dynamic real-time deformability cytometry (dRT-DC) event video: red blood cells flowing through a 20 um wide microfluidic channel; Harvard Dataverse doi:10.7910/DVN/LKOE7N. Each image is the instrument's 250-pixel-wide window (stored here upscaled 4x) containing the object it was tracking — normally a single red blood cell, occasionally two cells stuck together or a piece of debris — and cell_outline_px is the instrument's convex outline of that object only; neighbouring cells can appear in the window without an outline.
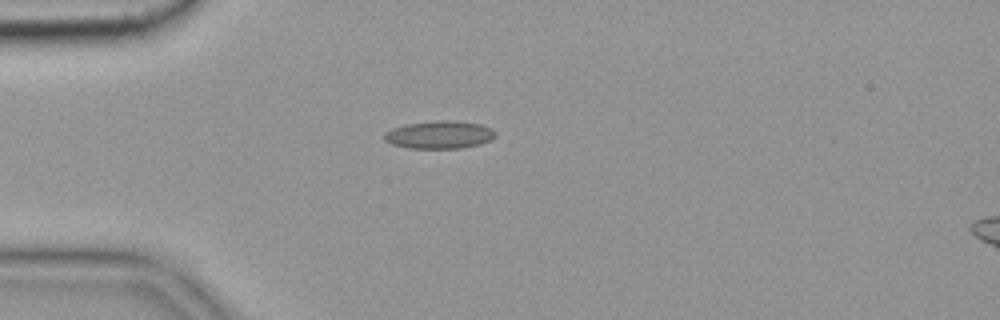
{"species": "common noctule bat (a hibernating species)", "species_latin": "Nyctalus noctula", "temperature_condition": "cold", "stored_images_in_passage": 55, "camera_frame_rate_fps": 3000, "um_per_image_px": 0.085, "animal": {"sex": "female", "body_mass_g": 19.9}, "frame": {"image": 1, "passage_image": 15, "time_ms": 4.667, "image_size_px": [1000, 320], "cell_outline_px": [[496, 136], [480, 144], [460, 148], [408, 148], [392, 144], [384, 140], [384, 132], [392, 128], [404, 124], [440, 120], [456, 120], [480, 124], [492, 128], [496, 132]], "centroid_in_image_um": [37.34, 11.44], "position_along_channel_um": 47.7, "area_um2": 18.09}}
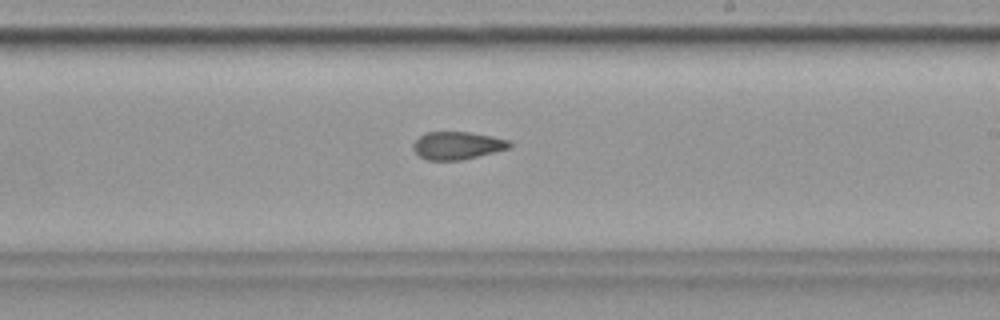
{"frame": {"image": 2, "passage_image": 33, "time_ms": 10.667, "image_size_px": [1000, 320], "cell_outline_px": [[512, 148], [460, 160], [428, 160], [420, 156], [412, 148], [412, 144], [424, 132], [468, 132], [492, 136], [508, 140], [512, 144]], "centroid_in_image_um": [38.88, 12.36], "position_along_channel_um": 250.1, "area_um2": 15.55}}
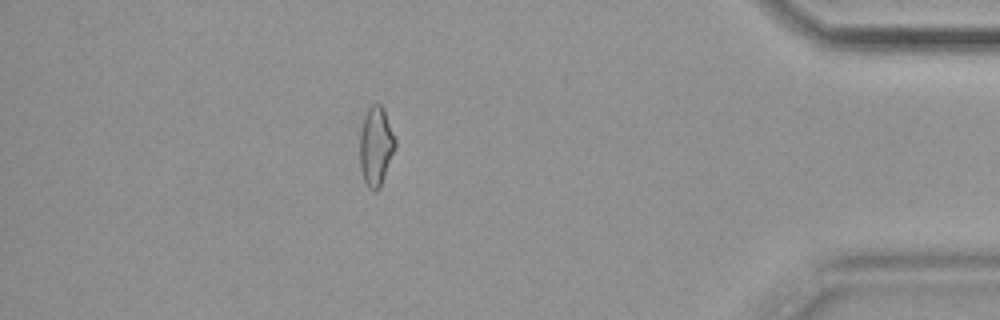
{"frame": {"image": 3, "passage_image": 49, "time_ms": 16.0, "image_size_px": [1000, 320], "cell_outline_px": [[396, 144], [380, 188], [376, 192], [372, 192], [368, 188], [364, 180], [360, 168], [360, 132], [364, 116], [368, 108], [372, 104], [380, 104], [384, 108], [396, 140]], "centroid_in_image_um": [31.94, 12.44], "position_along_channel_um": 403.3, "area_um2": 16.36}, "authors_computed_cell_mechanics": {"area_um2": 16.5886, "velocity_mm_per_s": 3.6483, "shape_relaxation_time_tau1_ms": null, "shape_relaxation_time_tau2_ms": 4.321, "deformation_change_tau1": null, "deformation_change_tau2": 0.1072}}